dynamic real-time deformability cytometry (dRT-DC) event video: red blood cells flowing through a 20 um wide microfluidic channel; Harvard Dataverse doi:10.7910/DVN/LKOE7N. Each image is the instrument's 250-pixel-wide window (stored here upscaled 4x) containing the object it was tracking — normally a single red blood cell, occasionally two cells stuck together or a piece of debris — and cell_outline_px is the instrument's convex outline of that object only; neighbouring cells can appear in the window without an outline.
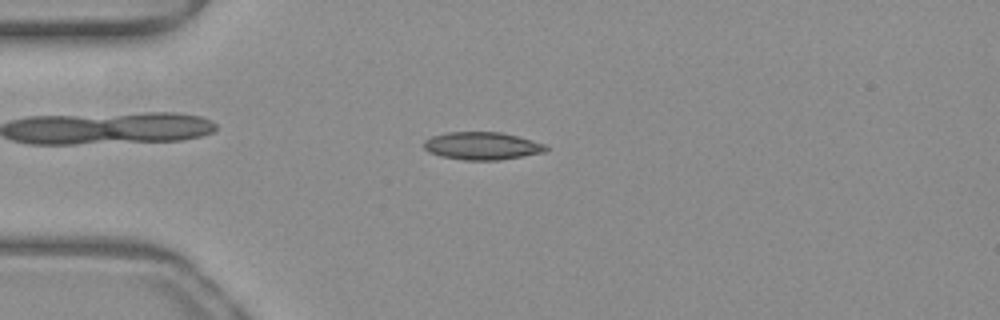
{"species": "common noctule bat (a hibernating species)", "species_latin": "Nyctalus noctula", "temperature_condition": "warm", "stored_images_in_passage": 51, "camera_frame_rate_fps": 3000, "um_per_image_px": 0.085, "animal": {"sex": "female", "body_mass_g": 19.3, "forearm_length_mm": 54.1}, "frame": {"image": 1, "passage_image": 13, "time_ms": 4.0, "image_size_px": [1000, 320], "cell_outline_px": [[548, 148], [544, 152], [500, 160], [464, 160], [440, 156], [428, 152], [424, 148], [424, 140], [432, 136], [444, 132], [500, 132], [532, 140], [544, 144]], "centroid_in_image_um": [40.93, 12.4], "position_along_channel_um": 44.1, "area_um2": 19.65}}
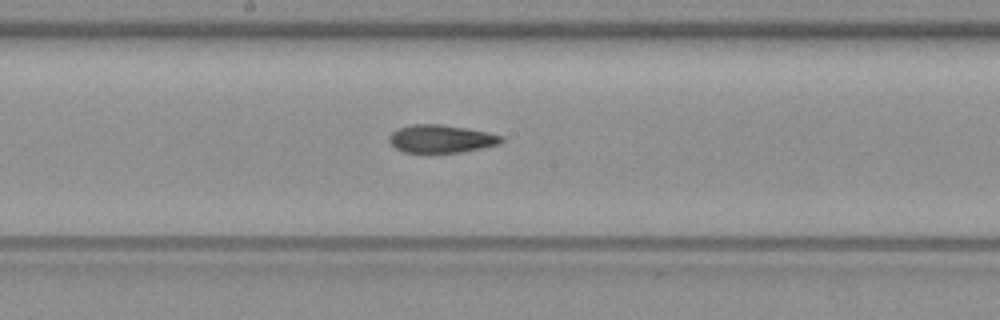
{"frame": {"image": 2, "passage_image": 27, "time_ms": 8.667, "image_size_px": [1000, 320], "cell_outline_px": [[504, 140], [500, 144], [460, 152], [404, 152], [396, 148], [388, 140], [388, 136], [396, 128], [412, 124], [440, 124], [468, 128], [504, 136]], "centroid_in_image_um": [37.48, 11.78], "position_along_channel_um": 210.7, "area_um2": 18.26}}
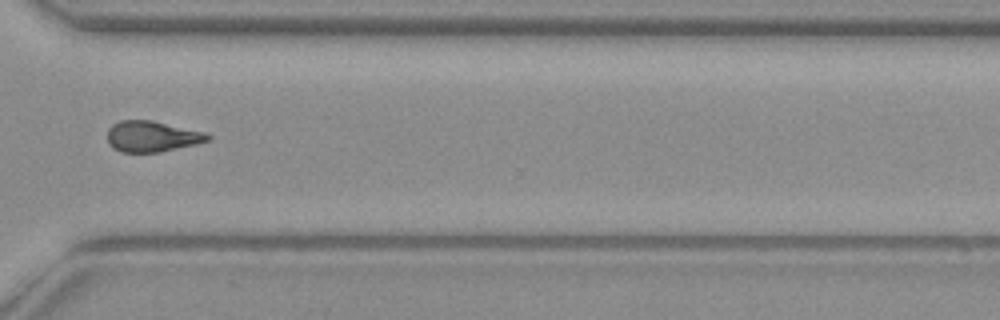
{"frame": {"image": 3, "passage_image": 38, "time_ms": 12.333, "image_size_px": [1000, 320], "cell_outline_px": [[212, 140], [196, 144], [160, 152], [120, 152], [112, 148], [108, 144], [108, 128], [112, 124], [120, 120], [152, 120], [204, 132], [212, 136]], "centroid_in_image_um": [12.91, 11.6], "position_along_channel_um": 357.7, "area_um2": 18.21}, "authors_computed_cell_mechanics": {"area_um2": 18.1492, "velocity_mm_per_s": 4.0219, "shape_relaxation_time_tau1_ms": null, "shape_relaxation_time_tau2_ms": 8.1179, "deformation_change_tau1": null, "deformation_change_tau2": 0.196}}